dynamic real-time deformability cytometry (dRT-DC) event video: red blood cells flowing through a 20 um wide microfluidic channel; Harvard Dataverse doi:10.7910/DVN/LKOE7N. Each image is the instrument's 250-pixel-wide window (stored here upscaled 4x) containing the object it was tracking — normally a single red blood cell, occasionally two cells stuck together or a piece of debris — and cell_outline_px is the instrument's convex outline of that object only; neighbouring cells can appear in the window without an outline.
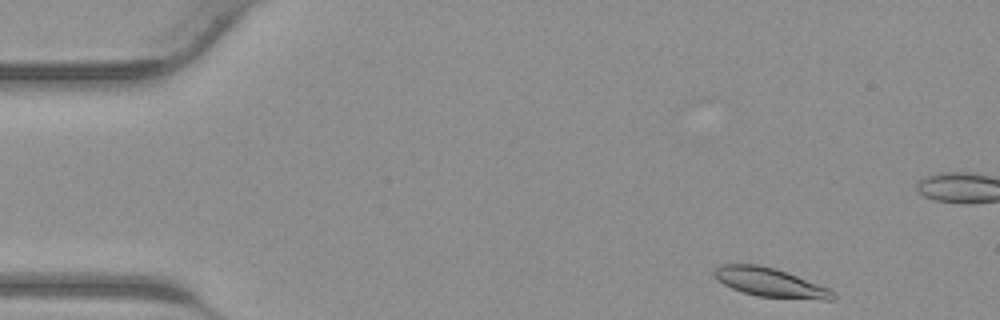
{"species": "common noctule bat (a hibernating species)", "species_latin": "Nyctalus noctula", "temperature_condition": "warm", "stored_images_in_passage": 40, "camera_frame_rate_fps": 3000, "um_per_image_px": 0.085, "animal": {"sex": "male", "body_mass_g": 23.1, "forearm_length_mm": 52.7}, "frame": {"image": 1, "passage_image": 2, "time_ms": 0.333, "image_size_px": [1000, 320], "cell_outline_px": [[836, 300], [824, 300], [756, 296], [732, 288], [716, 280], [712, 276], [712, 268], [720, 264], [760, 264], [776, 268], [788, 272], [828, 288], [836, 292]], "centroid_in_image_um": [65.44, 24.0], "position_along_channel_um": 19.6, "area_um2": 20.4}}
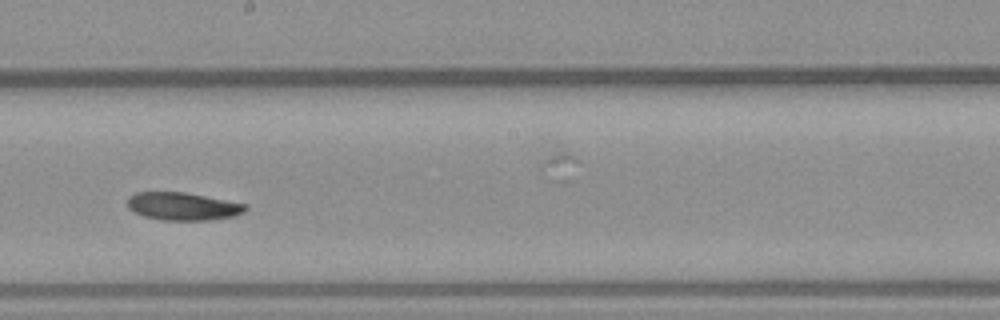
{"frame": {"image": 2, "passage_image": 21, "time_ms": 6.667, "image_size_px": [1000, 320], "cell_outline_px": [[248, 208], [244, 212], [232, 216], [212, 220], [164, 220], [144, 216], [132, 212], [128, 208], [128, 196], [136, 192], [184, 192], [248, 204]], "centroid_in_image_um": [15.53, 17.53], "position_along_channel_um": 232.7, "area_um2": 19.19}}
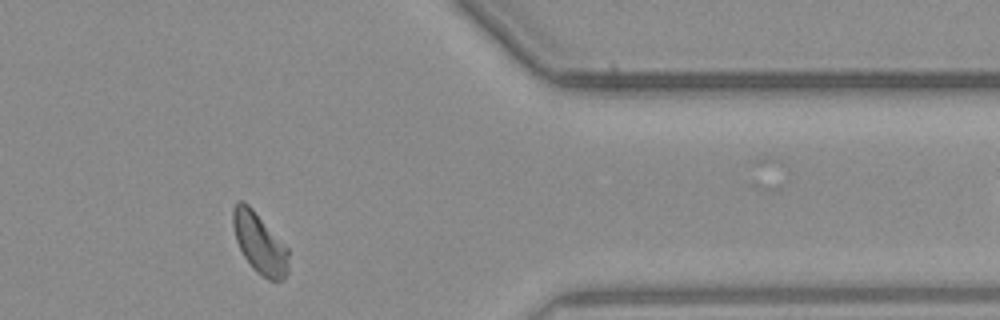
{"frame": {"image": 3, "passage_image": 32, "time_ms": 10.333, "image_size_px": [1000, 320], "cell_outline_px": [[288, 272], [280, 280], [268, 280], [256, 272], [252, 268], [244, 256], [236, 240], [232, 224], [232, 208], [236, 200], [240, 200], [248, 204], [252, 208], [288, 248]], "centroid_in_image_um": [22.04, 20.65], "position_along_channel_um": 389.4, "area_um2": 19.54}}